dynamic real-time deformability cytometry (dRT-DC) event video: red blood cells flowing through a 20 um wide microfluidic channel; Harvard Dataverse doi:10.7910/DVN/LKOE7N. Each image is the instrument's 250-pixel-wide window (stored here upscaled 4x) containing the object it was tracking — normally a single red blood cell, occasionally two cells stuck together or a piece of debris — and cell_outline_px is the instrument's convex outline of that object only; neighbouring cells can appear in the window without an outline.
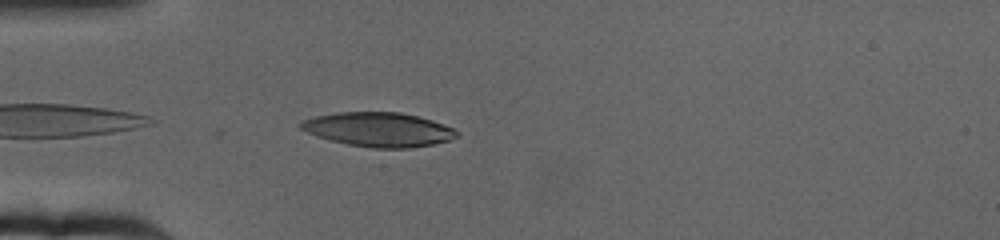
{"species": "human", "species_latin": "Homo sapiens", "temperature_condition": "cold", "stored_images_in_passage": 45, "camera_frame_rate_fps": 3000, "um_per_image_px": 0.085, "donor": {"sex": "female"}, "frame": {"image": 1, "passage_image": 2, "time_ms": 0.333, "image_size_px": [1000, 240], "cell_outline_px": [[460, 136], [448, 140], [432, 144], [408, 148], [372, 148], [348, 144], [316, 136], [300, 128], [296, 124], [304, 120], [316, 116], [340, 112], [400, 112], [432, 120], [444, 124], [460, 132]], "centroid_in_image_um": [32.19, 11.0], "position_along_channel_um": 52.8, "area_um2": 30.98}}
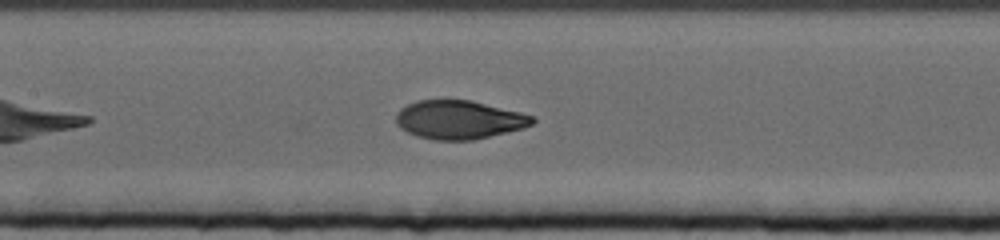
{"frame": {"image": 2, "passage_image": 14, "time_ms": 4.333, "image_size_px": [1000, 240], "cell_outline_px": [[536, 120], [532, 124], [524, 128], [472, 140], [432, 140], [416, 136], [400, 128], [396, 124], [396, 112], [400, 108], [416, 100], [472, 100], [536, 116]], "centroid_in_image_um": [39.01, 10.17], "position_along_channel_um": 168.4, "area_um2": 30.87}}
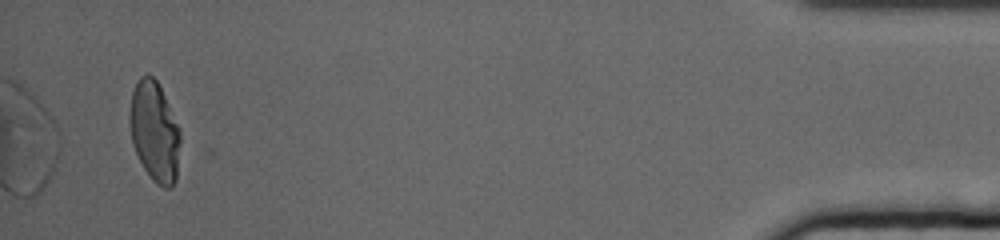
{"frame": {"image": 3, "passage_image": 45, "time_ms": 14.667, "image_size_px": [1000, 240], "cell_outline_px": [[180, 144], [176, 180], [172, 188], [164, 188], [152, 180], [144, 168], [136, 152], [132, 140], [128, 120], [132, 92], [136, 80], [140, 76], [152, 76], [156, 80], [180, 128]], "centroid_in_image_um": [13.13, 11.2], "position_along_channel_um": 422.1, "area_um2": 29.42}, "authors_computed_cell_mechanics": {"area_um2": 30.9808, "velocity_mm_per_s": 3.1631, "shape_relaxation_time_tau1_ms": 4.2232, "shape_relaxation_time_tau2_ms": 0.9698, "deformation_change_tau1": 0.2021, "deformation_change_tau2": 0.0505}}